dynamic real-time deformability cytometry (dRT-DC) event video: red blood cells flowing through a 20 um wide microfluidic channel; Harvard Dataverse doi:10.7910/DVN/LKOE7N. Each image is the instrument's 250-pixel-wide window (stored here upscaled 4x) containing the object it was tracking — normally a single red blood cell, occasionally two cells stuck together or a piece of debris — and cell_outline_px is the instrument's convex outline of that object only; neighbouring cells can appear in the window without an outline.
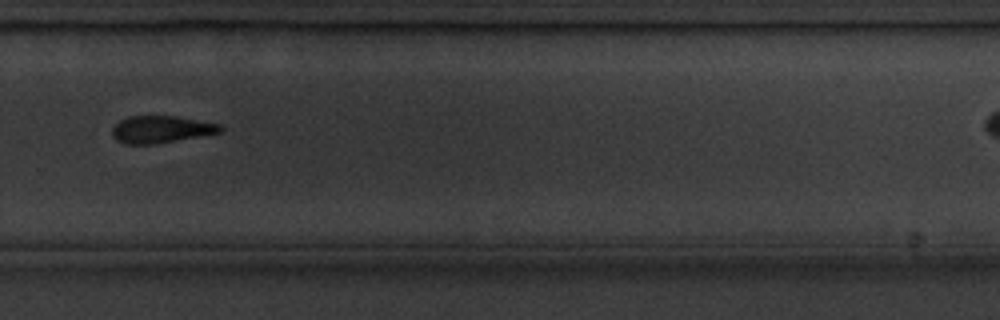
{"species": "common noctule bat (a hibernating species)", "species_latin": "Nyctalus noctula", "temperature_condition": "cold", "stored_images_in_passage": 12, "camera_frame_rate_fps": 3000, "um_per_image_px": 0.085, "animal": {"sex": "male", "body_mass_g": 20.1, "forearm_length_mm": 53.5}, "frame": {"image": 1, "passage_image": 10, "time_ms": 11.333, "image_size_px": [1000, 320], "cell_outline_px": [[224, 128], [220, 132], [156, 144], [124, 144], [116, 140], [112, 136], [112, 128], [120, 120], [128, 116], [176, 116], [220, 124]], "centroid_in_image_um": [13.65, 11.0], "position_along_channel_um": 316.1, "area_um2": 17.05}}